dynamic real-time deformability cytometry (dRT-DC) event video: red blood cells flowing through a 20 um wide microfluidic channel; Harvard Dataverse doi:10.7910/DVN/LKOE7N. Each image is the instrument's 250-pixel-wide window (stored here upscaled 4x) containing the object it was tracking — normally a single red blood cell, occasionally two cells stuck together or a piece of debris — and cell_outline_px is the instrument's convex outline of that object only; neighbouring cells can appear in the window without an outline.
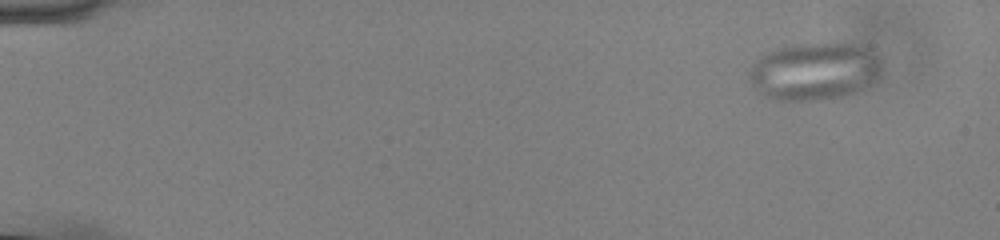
{"species": "common noctule bat (a hibernating species)", "species_latin": "Nyctalus noctula", "temperature_condition": "cold", "stored_images_in_passage": 56, "camera_frame_rate_fps": 3000, "um_per_image_px": 0.085, "animal": {"sex": "male", "body_mass_g": 13.0, "forearm_length_mm": 53.1}, "frame": {"image": 1, "passage_image": 5, "time_ms": 1.333, "image_size_px": [1000, 240], "cell_outline_px": [[880, 72], [876, 76], [852, 92], [840, 96], [816, 100], [780, 100], [764, 96], [752, 84], [748, 76], [748, 72], [768, 52], [788, 44], [852, 44], [864, 48], [872, 52], [880, 60]], "centroid_in_image_um": [69.16, 6.05], "position_along_channel_um": 15.8, "area_um2": 42.95}}
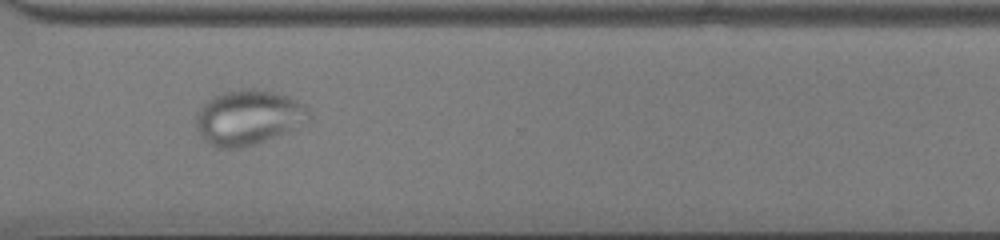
{"frame": {"image": 2, "passage_image": 43, "time_ms": 14.0, "image_size_px": [1000, 240], "cell_outline_px": [[312, 116], [308, 120], [288, 132], [256, 144], [240, 148], [216, 148], [204, 140], [200, 136], [196, 128], [196, 116], [200, 108], [212, 96], [224, 92], [244, 88], [252, 88], [272, 92], [288, 96], [308, 104], [312, 112]], "centroid_in_image_um": [21.15, 9.98], "position_along_channel_um": 349.5, "area_um2": 36.59}}
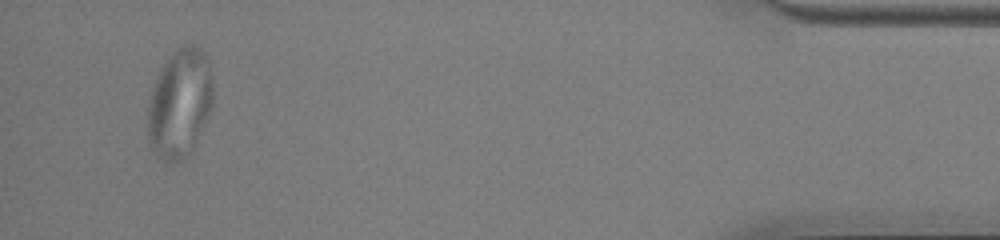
{"frame": {"image": 3, "passage_image": 54, "time_ms": 17.667, "image_size_px": [1000, 240], "cell_outline_px": [[212, 104], [208, 116], [192, 152], [188, 156], [172, 164], [164, 160], [152, 148], [148, 140], [144, 124], [152, 84], [160, 68], [172, 52], [176, 48], [188, 44], [192, 44], [204, 48], [208, 56], [212, 84]], "centroid_in_image_um": [15.25, 8.77], "position_along_channel_um": 420.0, "area_um2": 42.48}}